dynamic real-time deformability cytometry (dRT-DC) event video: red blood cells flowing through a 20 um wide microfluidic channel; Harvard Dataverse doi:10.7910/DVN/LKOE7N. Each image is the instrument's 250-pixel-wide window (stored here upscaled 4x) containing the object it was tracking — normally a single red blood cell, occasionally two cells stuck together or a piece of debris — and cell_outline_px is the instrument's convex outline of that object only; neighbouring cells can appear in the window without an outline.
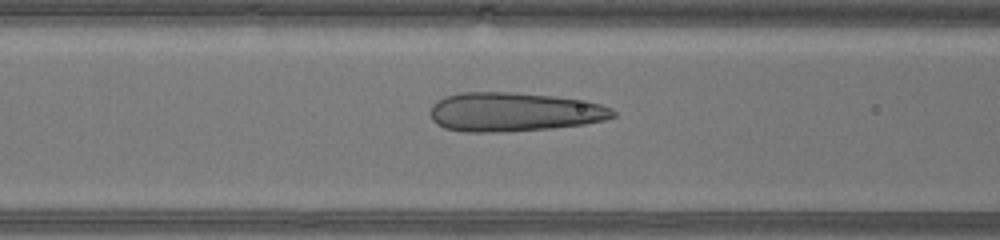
{"species": "human", "species_latin": "Homo sapiens", "temperature_condition": "warm", "stored_images_in_passage": 42, "camera_frame_rate_fps": 3000, "um_per_image_px": 0.085, "donor": {"sex": "male"}, "frame": {"image": 1, "passage_image": 16, "time_ms": 5.0, "image_size_px": [1000, 240], "cell_outline_px": [[616, 116], [604, 120], [584, 124], [552, 128], [504, 132], [464, 132], [444, 128], [436, 124], [432, 120], [432, 104], [436, 100], [444, 96], [460, 92], [512, 92], [556, 96], [600, 104], [612, 108], [616, 112]], "centroid_in_image_um": [43.66, 9.52], "position_along_channel_um": 122.9, "area_um2": 41.73}}
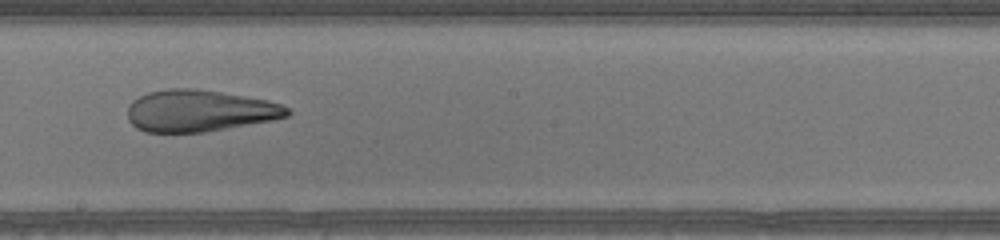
{"frame": {"image": 2, "passage_image": 23, "time_ms": 7.333, "image_size_px": [1000, 240], "cell_outline_px": [[292, 112], [288, 116], [272, 120], [204, 132], [144, 132], [136, 128], [128, 120], [128, 108], [132, 100], [148, 92], [168, 88], [192, 88], [220, 92], [268, 100], [280, 104], [288, 108]], "centroid_in_image_um": [16.93, 9.42], "position_along_channel_um": 231.3, "area_um2": 38.73}}
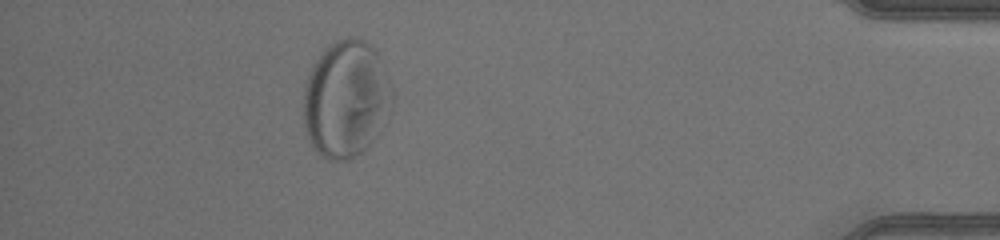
{"frame": {"image": 3, "passage_image": 38, "time_ms": 12.333, "image_size_px": [1000, 240], "cell_outline_px": [[392, 108], [388, 120], [372, 144], [368, 148], [356, 156], [344, 160], [328, 160], [320, 156], [312, 144], [304, 128], [304, 84], [308, 72], [312, 64], [320, 52], [324, 48], [336, 40], [348, 36], [356, 36], [372, 44], [376, 48], [384, 64], [392, 88]], "centroid_in_image_um": [29.44, 8.39], "position_along_channel_um": 405.8, "area_um2": 62.02}}